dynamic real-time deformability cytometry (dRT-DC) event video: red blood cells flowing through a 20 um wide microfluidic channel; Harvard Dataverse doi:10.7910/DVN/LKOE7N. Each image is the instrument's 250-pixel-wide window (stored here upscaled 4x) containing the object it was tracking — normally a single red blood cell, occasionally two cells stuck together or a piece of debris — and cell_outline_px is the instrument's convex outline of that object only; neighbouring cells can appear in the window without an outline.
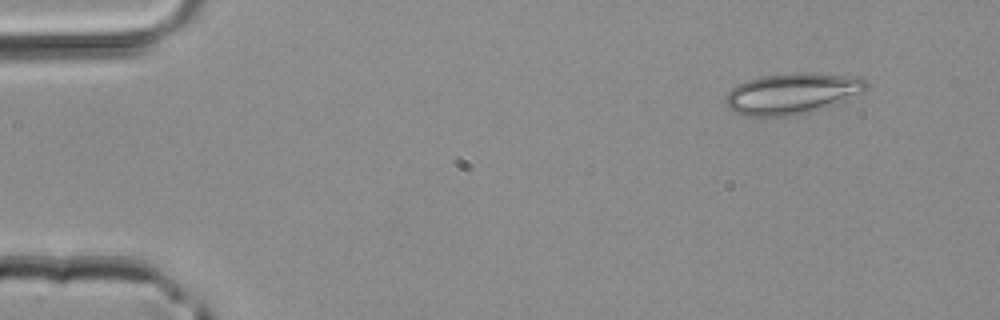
{"species": "common noctule bat (a hibernating species)", "species_latin": "Nyctalus noctula", "temperature_condition": "room temperature", "stored_images_in_passage": 3, "camera_frame_rate_fps": 3000, "um_per_image_px": 0.085, "animal": {"sex": "male", "body_mass_g": 20.4}, "frame": {"image": 1, "passage_image": 1, "time_ms": 0.0, "image_size_px": [1000, 320], "cell_outline_px": [[868, 88], [864, 92], [812, 112], [792, 116], [748, 116], [736, 112], [728, 108], [724, 100], [728, 92], [736, 84], [760, 76], [792, 72], [808, 72], [860, 76], [868, 80]], "centroid_in_image_um": [67.36, 7.93], "position_along_channel_um": 17.6, "area_um2": 34.04}}